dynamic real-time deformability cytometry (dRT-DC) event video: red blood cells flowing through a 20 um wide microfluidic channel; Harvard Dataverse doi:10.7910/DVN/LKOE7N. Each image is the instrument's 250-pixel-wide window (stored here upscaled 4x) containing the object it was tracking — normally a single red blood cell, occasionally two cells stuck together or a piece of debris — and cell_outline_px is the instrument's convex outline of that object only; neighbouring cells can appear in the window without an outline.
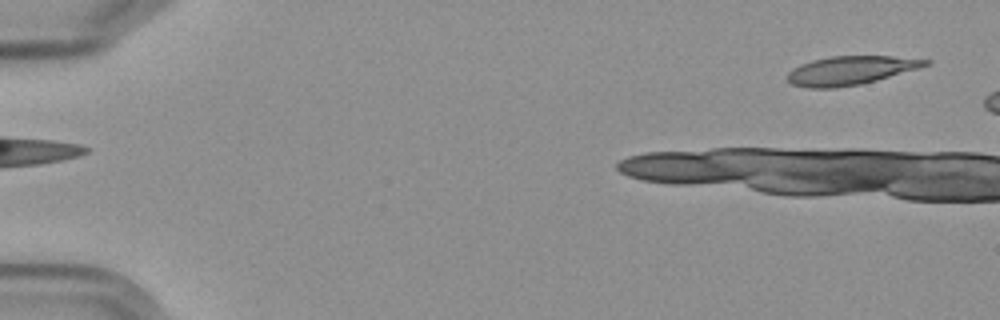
{"species": "Egyptian fruit bat (a non-hibernating species)", "species_latin": "Rousettus aegyptiacus", "temperature_condition": "cold", "stored_images_in_passage": 5, "segment_of_instrument_passage": [2, 2], "camera_frame_rate_fps": 3000, "um_per_image_px": 0.085, "frame": {"image": 1, "passage_image": 5, "time_ms": 4.667, "image_size_px": [1000, 320], "cell_outline_px": [[932, 64], [920, 68], [876, 80], [860, 84], [836, 88], [808, 88], [792, 84], [784, 76], [792, 68], [800, 64], [812, 60], [832, 56], [892, 56], [932, 60]], "centroid_in_image_um": [72.29, 5.98], "position_along_channel_um": 12.7, "area_um2": 23.24}}